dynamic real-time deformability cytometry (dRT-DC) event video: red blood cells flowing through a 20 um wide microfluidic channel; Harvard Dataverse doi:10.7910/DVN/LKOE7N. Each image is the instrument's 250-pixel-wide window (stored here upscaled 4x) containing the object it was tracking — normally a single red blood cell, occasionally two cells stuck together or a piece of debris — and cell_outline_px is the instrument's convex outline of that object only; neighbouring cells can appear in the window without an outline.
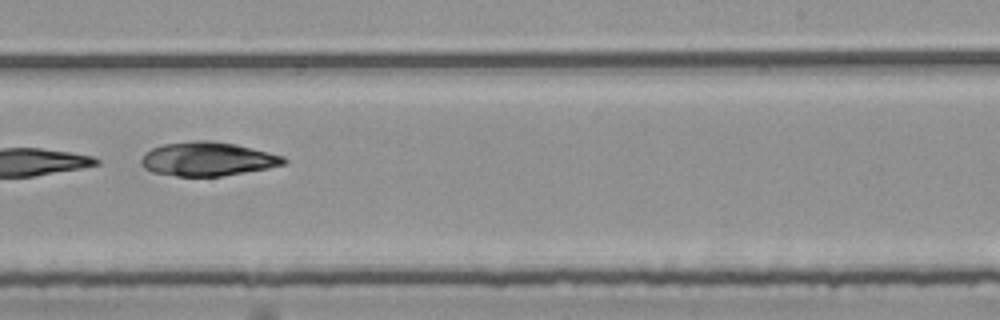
{"species": "common noctule bat (a hibernating species)", "species_latin": "Nyctalus noctula", "temperature_condition": "room temperature", "stored_images_in_passage": 13, "camera_frame_rate_fps": 3000, "um_per_image_px": 0.085, "animal": {"sex": "female", "body_mass_g": 25.1}, "frame": {"image": 1, "passage_image": 8, "time_ms": 2.333, "image_size_px": [1000, 320], "cell_outline_px": [[288, 160], [284, 164], [268, 168], [220, 176], [176, 176], [152, 172], [144, 168], [140, 164], [140, 160], [144, 152], [152, 148], [164, 144], [196, 140], [212, 140], [236, 144], [284, 156]], "centroid_in_image_um": [17.62, 13.51], "position_along_channel_um": 271.4, "area_um2": 28.21}}
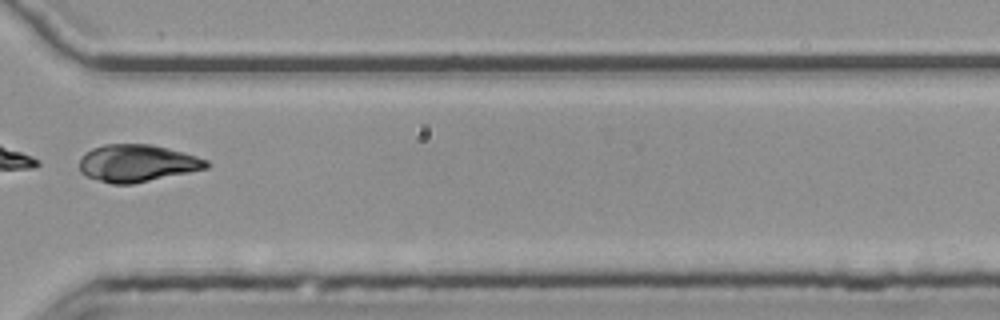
{"frame": {"image": 2, "passage_image": 10, "time_ms": 3.0, "image_size_px": [1000, 320], "cell_outline_px": [[208, 168], [132, 184], [112, 184], [88, 176], [80, 172], [80, 156], [84, 152], [92, 148], [104, 144], [152, 144], [184, 152], [208, 160]], "centroid_in_image_um": [11.64, 13.86], "position_along_channel_um": 359.0, "area_um2": 27.51}}